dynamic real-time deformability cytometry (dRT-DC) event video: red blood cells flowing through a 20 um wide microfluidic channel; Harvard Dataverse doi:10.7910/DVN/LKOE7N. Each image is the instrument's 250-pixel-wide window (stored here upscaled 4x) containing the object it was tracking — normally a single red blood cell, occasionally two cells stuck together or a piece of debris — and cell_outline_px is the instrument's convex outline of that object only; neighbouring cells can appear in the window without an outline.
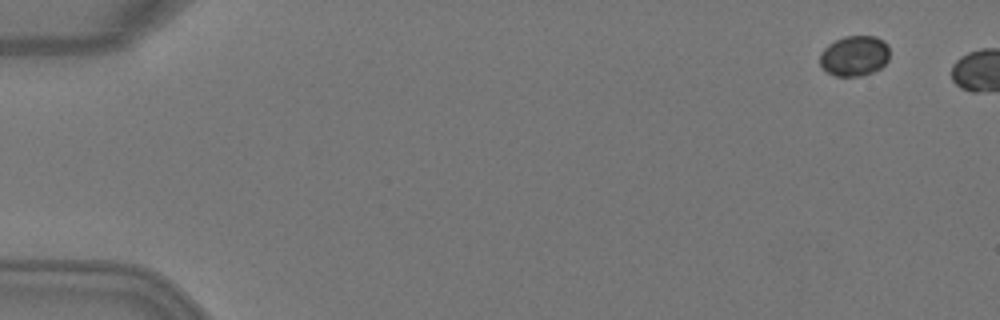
{"species": "Egyptian fruit bat (a non-hibernating species)", "species_latin": "Rousettus aegyptiacus", "temperature_condition": "warm", "stored_images_in_passage": 2, "camera_frame_rate_fps": 3000, "um_per_image_px": 0.085, "animal": {"sex": "female"}, "frame": {"image": 1, "passage_image": 1, "time_ms": 0.0, "image_size_px": [1000, 320], "cell_outline_px": [[888, 60], [880, 68], [872, 72], [860, 76], [836, 76], [828, 72], [820, 64], [820, 52], [828, 44], [844, 36], [876, 36], [884, 40], [888, 44]], "centroid_in_image_um": [72.63, 4.73], "position_along_channel_um": 12.4, "area_um2": 16.42}}